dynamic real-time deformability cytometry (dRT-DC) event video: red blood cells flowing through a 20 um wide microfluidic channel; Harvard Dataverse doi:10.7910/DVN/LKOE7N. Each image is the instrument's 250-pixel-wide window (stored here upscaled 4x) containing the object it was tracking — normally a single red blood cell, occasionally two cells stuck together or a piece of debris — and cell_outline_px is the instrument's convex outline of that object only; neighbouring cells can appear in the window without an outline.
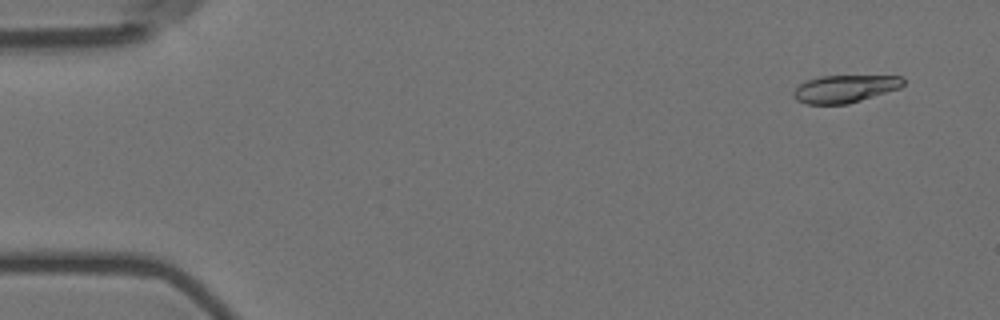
{"species": "Egyptian fruit bat (a non-hibernating species)", "species_latin": "Rousettus aegyptiacus", "temperature_condition": "room temperature", "stored_images_in_passage": 5, "camera_frame_rate_fps": 3000, "um_per_image_px": 0.085, "animal": {"sex": "female"}, "frame": {"image": 1, "passage_image": 1, "time_ms": 0.0, "image_size_px": [1000, 320], "cell_outline_px": [[904, 84], [900, 88], [848, 104], [808, 104], [796, 100], [792, 96], [792, 92], [800, 84], [808, 80], [820, 76], [900, 76], [904, 80]], "centroid_in_image_um": [71.79, 7.55], "position_along_channel_um": 13.2, "area_um2": 17.51}}
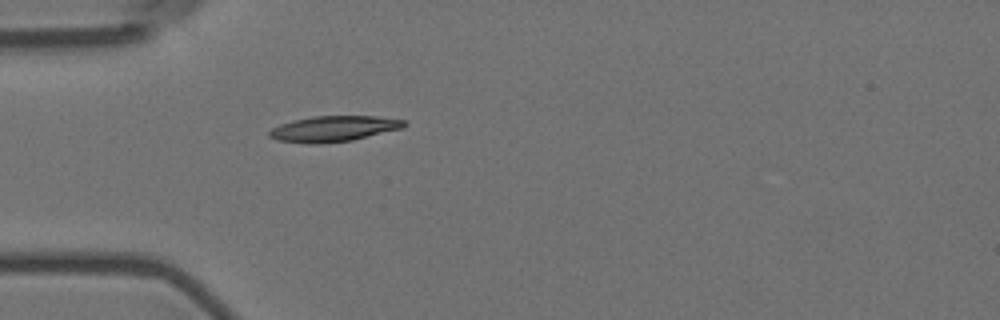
{"frame": {"image": 2, "passage_image": 5, "time_ms": 1.333, "image_size_px": [1000, 320], "cell_outline_px": [[408, 124], [404, 128], [352, 140], [320, 144], [312, 144], [276, 140], [268, 136], [268, 132], [272, 128], [280, 124], [292, 120], [312, 116], [376, 116], [408, 120]], "centroid_in_image_um": [28.39, 10.94], "position_along_channel_um": 56.6, "area_um2": 20.46}}